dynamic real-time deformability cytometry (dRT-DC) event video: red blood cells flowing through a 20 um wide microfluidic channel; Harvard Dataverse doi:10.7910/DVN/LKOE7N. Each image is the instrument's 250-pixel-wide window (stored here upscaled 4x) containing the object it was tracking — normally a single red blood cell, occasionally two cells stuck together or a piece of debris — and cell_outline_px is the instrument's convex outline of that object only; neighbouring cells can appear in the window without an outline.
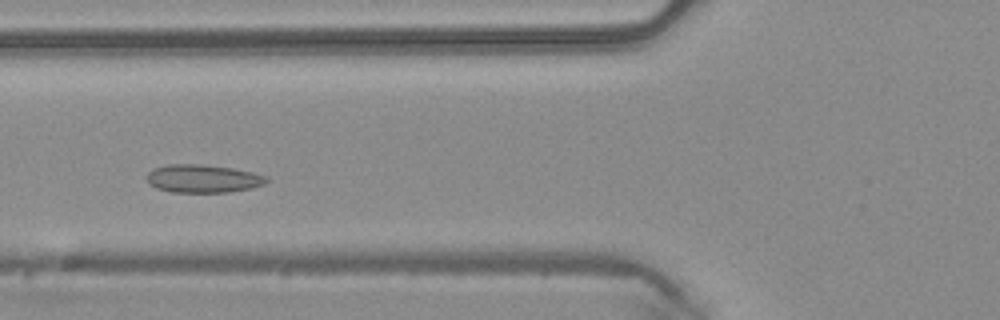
{"species": "common noctule bat (a hibernating species)", "species_latin": "Nyctalus noctula", "temperature_condition": "warm", "stored_images_in_passage": 36, "camera_frame_rate_fps": 3000, "um_per_image_px": 0.085, "animal": {"sex": "male", "body_mass_g": 20.4}, "frame": {"image": 1, "passage_image": 12, "time_ms": 3.667, "image_size_px": [1000, 320], "cell_outline_px": [[268, 180], [264, 184], [252, 188], [228, 192], [172, 192], [156, 188], [148, 184], [148, 172], [152, 168], [168, 164], [200, 164], [232, 168], [252, 172], [268, 176]], "centroid_in_image_um": [17.24, 15.18], "position_along_channel_um": 108.6, "area_um2": 19.65}}
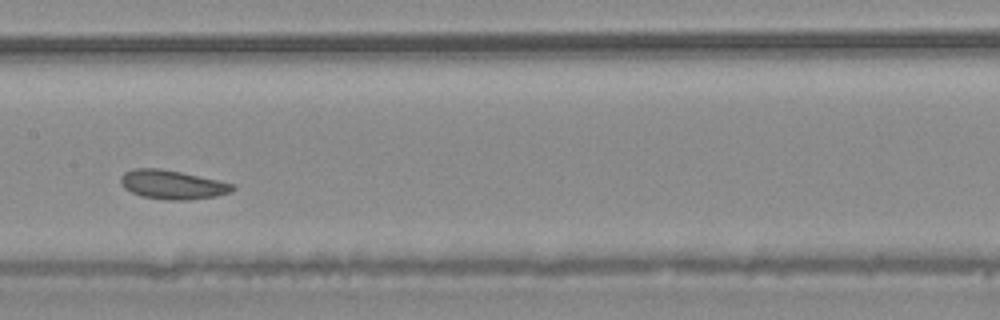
{"frame": {"image": 2, "passage_image": 18, "time_ms": 5.667, "image_size_px": [1000, 320], "cell_outline_px": [[236, 188], [232, 192], [216, 196], [188, 200], [168, 200], [140, 196], [124, 188], [120, 180], [120, 176], [124, 172], [132, 168], [160, 168], [220, 180], [236, 184]], "centroid_in_image_um": [14.68, 15.69], "position_along_channel_um": 192.7, "area_um2": 19.13}}
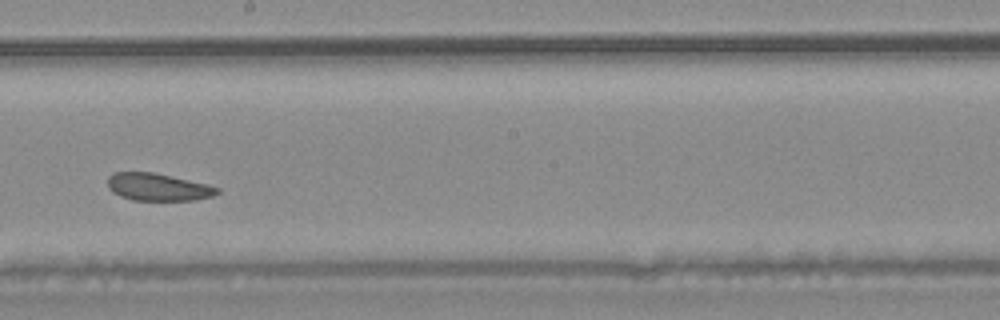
{"frame": {"image": 3, "passage_image": 21, "time_ms": 6.667, "image_size_px": [1000, 320], "cell_outline_px": [[220, 192], [212, 196], [196, 200], [132, 200], [120, 196], [112, 192], [108, 188], [108, 176], [112, 172], [152, 172], [208, 184], [220, 188]], "centroid_in_image_um": [13.42, 15.9], "position_along_channel_um": 234.8, "area_um2": 17.57}}